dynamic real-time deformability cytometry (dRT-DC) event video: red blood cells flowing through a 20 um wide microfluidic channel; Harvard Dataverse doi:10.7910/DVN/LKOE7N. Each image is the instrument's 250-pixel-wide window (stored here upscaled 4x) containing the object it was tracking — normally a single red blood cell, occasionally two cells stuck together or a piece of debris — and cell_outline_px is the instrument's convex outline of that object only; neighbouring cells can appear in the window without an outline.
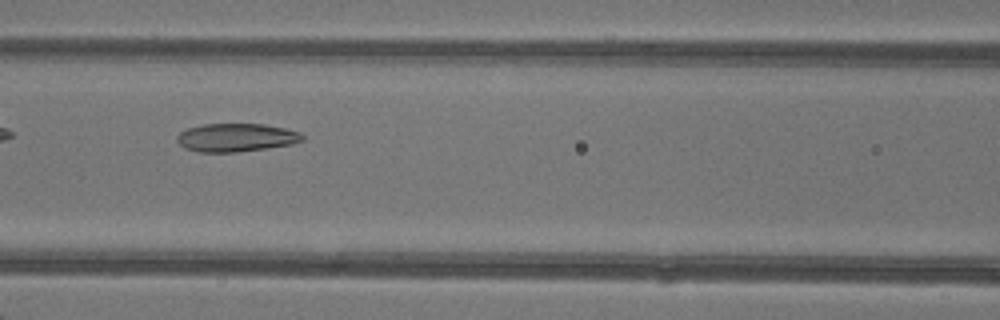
{"species": "common noctule bat (a hibernating species)", "species_latin": "Nyctalus noctula", "temperature_condition": "warm", "stored_images_in_passage": 3, "camera_frame_rate_fps": 3000, "um_per_image_px": 0.085, "animal": {"sex": "female"}, "frame": {"image": 1, "passage_image": 3, "time_ms": 2.333, "image_size_px": [1000, 320], "cell_outline_px": [[304, 140], [292, 144], [236, 152], [200, 152], [184, 148], [176, 140], [176, 136], [180, 132], [188, 128], [204, 124], [264, 124], [284, 128], [300, 132], [304, 136]], "centroid_in_image_um": [20.06, 11.69], "position_along_channel_um": 146.5, "area_um2": 20.58}}